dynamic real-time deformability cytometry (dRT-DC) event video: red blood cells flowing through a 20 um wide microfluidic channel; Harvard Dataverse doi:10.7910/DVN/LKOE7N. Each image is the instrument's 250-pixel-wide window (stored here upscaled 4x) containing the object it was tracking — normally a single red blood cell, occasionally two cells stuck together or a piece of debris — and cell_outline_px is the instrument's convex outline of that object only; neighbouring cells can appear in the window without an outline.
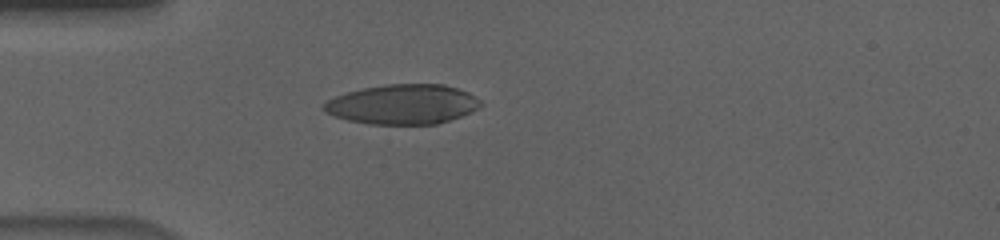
{"species": "human", "species_latin": "Homo sapiens", "temperature_condition": "cold", "stored_images_in_passage": 56, "camera_frame_rate_fps": 3000, "um_per_image_px": 0.085, "donor": {"sex": "male"}, "frame": {"image": 1, "passage_image": 16, "time_ms": 5.0, "image_size_px": [1000, 240], "cell_outline_px": [[484, 104], [472, 112], [436, 124], [368, 124], [348, 120], [324, 112], [320, 108], [328, 100], [336, 96], [348, 92], [364, 88], [388, 84], [444, 84], [468, 92], [480, 100]], "centroid_in_image_um": [34.24, 8.87], "position_along_channel_um": 50.8, "area_um2": 36.24}}
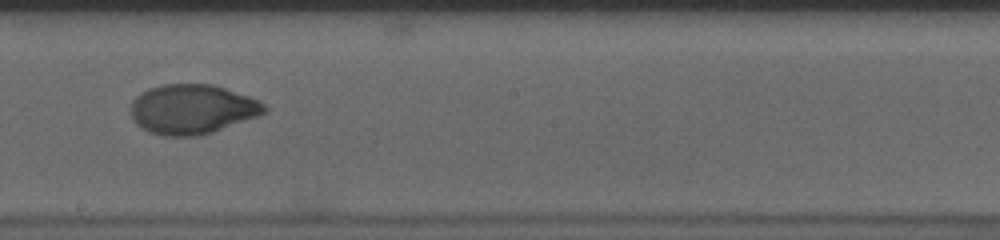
{"frame": {"image": 2, "passage_image": 32, "time_ms": 10.333, "image_size_px": [1000, 240], "cell_outline_px": [[268, 112], [260, 116], [200, 136], [164, 136], [148, 132], [136, 124], [132, 120], [132, 100], [140, 92], [148, 88], [160, 84], [212, 84], [260, 100], [268, 108]], "centroid_in_image_um": [16.35, 9.29], "position_along_channel_um": 231.9, "area_um2": 39.02}}
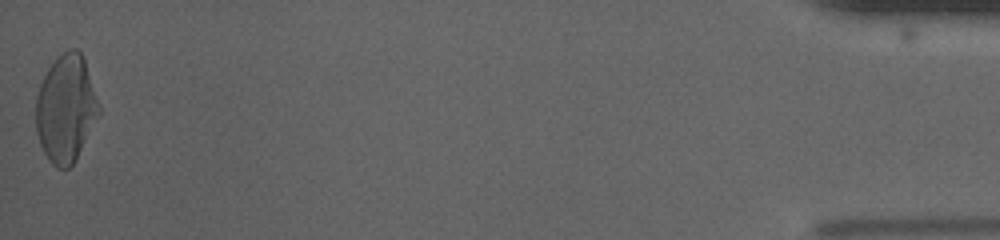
{"frame": {"image": 3, "passage_image": 56, "time_ms": 18.333, "image_size_px": [1000, 240], "cell_outline_px": [[100, 116], [72, 164], [68, 168], [56, 168], [48, 160], [40, 144], [36, 132], [36, 96], [40, 84], [48, 68], [56, 56], [68, 48], [76, 48], [84, 56], [100, 108]], "centroid_in_image_um": [5.6, 9.2], "position_along_channel_um": 429.6, "area_um2": 39.59}, "authors_computed_cell_mechanics": {"area_um2": 38.0613, "velocity_mm_per_s": 3.6374, "shape_relaxation_time_tau1_ms": 4.9975, "shape_relaxation_time_tau2_ms": 1.72, "deformation_change_tau1": 0.2087, "deformation_change_tau2": 0.0284}}